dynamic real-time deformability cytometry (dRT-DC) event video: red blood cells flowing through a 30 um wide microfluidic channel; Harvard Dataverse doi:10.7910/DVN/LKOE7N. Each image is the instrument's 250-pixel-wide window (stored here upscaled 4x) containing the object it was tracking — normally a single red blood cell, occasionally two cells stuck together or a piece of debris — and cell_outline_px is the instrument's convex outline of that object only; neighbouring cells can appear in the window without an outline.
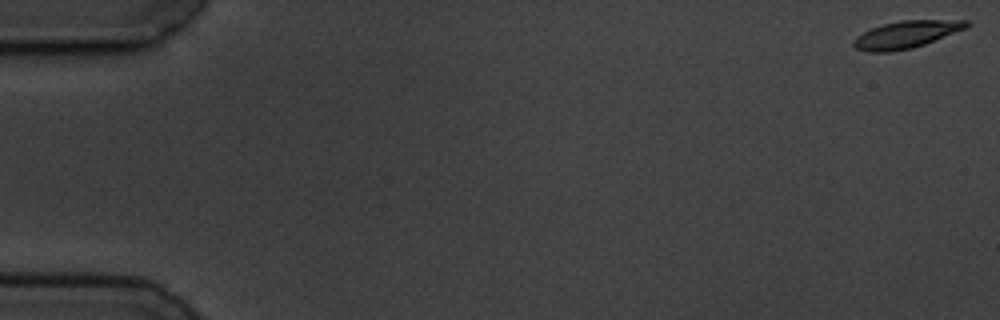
{"species": "common noctule bat (a hibernating species)", "species_latin": "Nyctalus noctula", "temperature_condition": "cold", "stored_images_in_passage": 7, "camera_frame_rate_fps": 3000, "um_per_image_px": 0.085, "animal": {"sex": "male", "body_mass_g": 19.5, "forearm_length_mm": 54.6}, "frame": {"image": 1, "passage_image": 1, "time_ms": 0.0, "image_size_px": [1000, 320], "cell_outline_px": [[972, 24], [968, 28], [924, 44], [912, 48], [888, 52], [868, 52], [856, 48], [852, 44], [852, 40], [856, 36], [872, 28], [884, 24], [900, 20], [968, 20]], "centroid_in_image_um": [77.05, 2.93], "position_along_channel_um": 7.9, "area_um2": 17.98}}
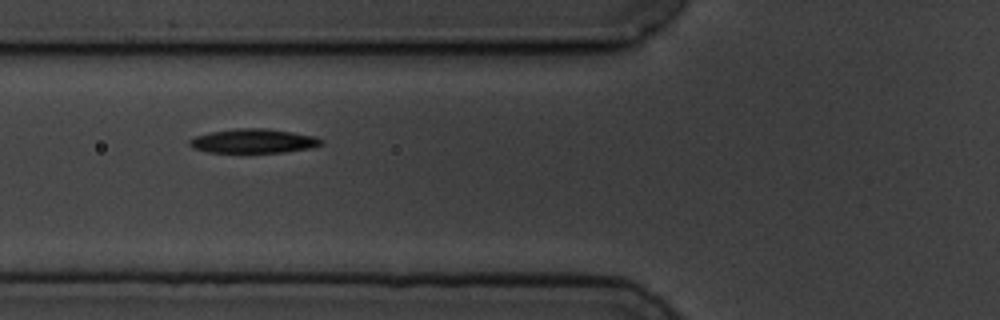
{"frame": {"image": 2, "passage_image": 6, "time_ms": 7.0, "image_size_px": [1000, 320], "cell_outline_px": [[324, 144], [316, 148], [284, 152], [208, 152], [192, 148], [188, 144], [188, 140], [196, 136], [208, 132], [236, 128], [268, 128], [316, 136], [324, 140]], "centroid_in_image_um": [21.59, 11.98], "position_along_channel_um": 104.2, "area_um2": 18.9}}
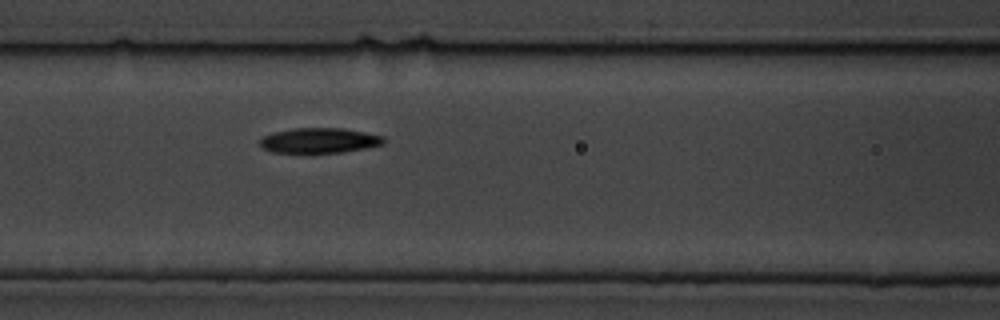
{"frame": {"image": 3, "passage_image": 7, "time_ms": 8.0, "image_size_px": [1000, 320], "cell_outline_px": [[384, 144], [368, 148], [340, 152], [272, 152], [264, 148], [260, 144], [260, 140], [264, 136], [272, 132], [292, 128], [344, 128], [384, 136]], "centroid_in_image_um": [27.16, 11.93], "position_along_channel_um": 139.4, "area_um2": 18.03}}